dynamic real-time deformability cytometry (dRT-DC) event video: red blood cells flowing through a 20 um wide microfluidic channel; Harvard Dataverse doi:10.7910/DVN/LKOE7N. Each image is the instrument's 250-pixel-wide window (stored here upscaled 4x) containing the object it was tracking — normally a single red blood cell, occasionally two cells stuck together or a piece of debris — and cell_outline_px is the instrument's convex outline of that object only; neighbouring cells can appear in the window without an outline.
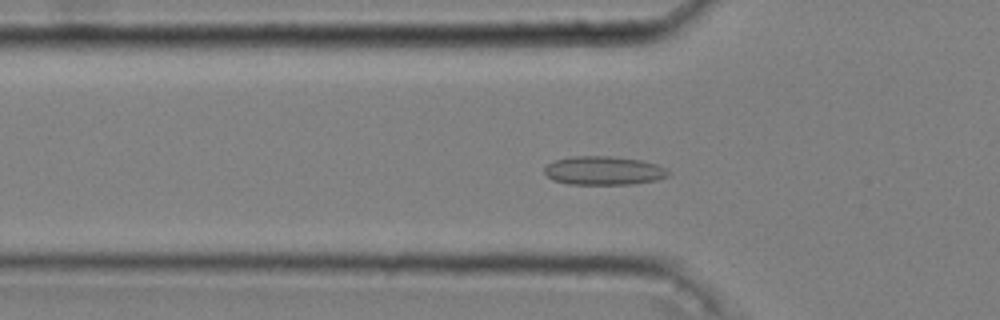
{"species": "common noctule bat (a hibernating species)", "species_latin": "Nyctalus noctula", "temperature_condition": "cold", "stored_images_in_passage": 53, "camera_frame_rate_fps": 3000, "um_per_image_px": 0.085, "animal": {"sex": "male", "body_mass_g": 20.4}, "frame": {"image": 1, "passage_image": 18, "time_ms": 5.667, "image_size_px": [1000, 320], "cell_outline_px": [[672, 172], [668, 176], [656, 180], [632, 184], [568, 184], [552, 180], [544, 172], [544, 168], [552, 160], [572, 156], [608, 156], [640, 160], [656, 164]], "centroid_in_image_um": [51.29, 14.5], "position_along_channel_um": 74.5, "area_um2": 20.75}}
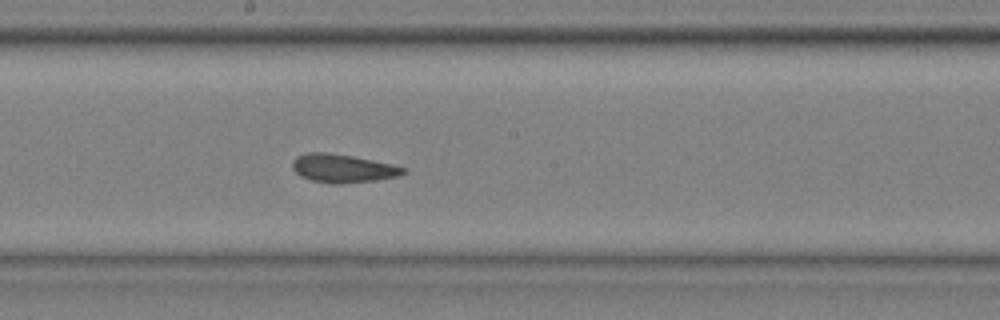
{"frame": {"image": 2, "passage_image": 30, "time_ms": 9.667, "image_size_px": [1000, 320], "cell_outline_px": [[404, 172], [396, 176], [376, 180], [340, 184], [332, 184], [312, 180], [300, 176], [292, 168], [292, 160], [296, 156], [308, 152], [328, 152], [352, 156], [392, 164], [404, 168]], "centroid_in_image_um": [29.06, 14.3], "position_along_channel_um": 219.1, "area_um2": 18.21}}
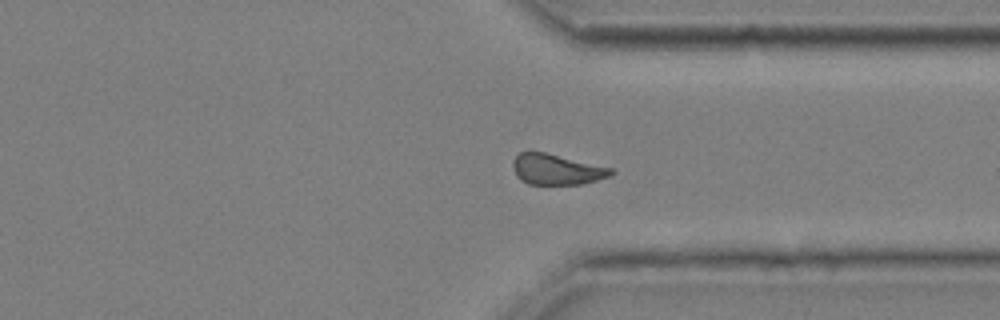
{"frame": {"image": 3, "passage_image": 42, "time_ms": 13.667, "image_size_px": [1000, 320], "cell_outline_px": [[616, 172], [612, 176], [580, 184], [528, 184], [520, 180], [516, 176], [512, 164], [516, 156], [520, 152], [544, 152], [612, 168]], "centroid_in_image_um": [47.32, 14.41], "position_along_channel_um": 364.1, "area_um2": 17.4}, "authors_computed_cell_mechanics": {"area_um2": 18.4382, "velocity_mm_per_s": 3.6126, "shape_relaxation_time_tau1_ms": null, "shape_relaxation_time_tau2_ms": 6.2529, "deformation_change_tau1": null, "deformation_change_tau2": 0.1077}}